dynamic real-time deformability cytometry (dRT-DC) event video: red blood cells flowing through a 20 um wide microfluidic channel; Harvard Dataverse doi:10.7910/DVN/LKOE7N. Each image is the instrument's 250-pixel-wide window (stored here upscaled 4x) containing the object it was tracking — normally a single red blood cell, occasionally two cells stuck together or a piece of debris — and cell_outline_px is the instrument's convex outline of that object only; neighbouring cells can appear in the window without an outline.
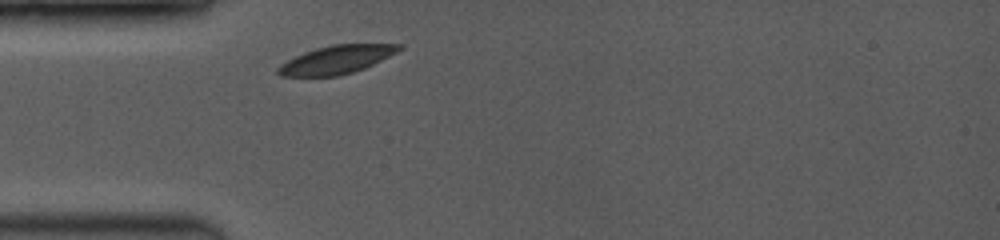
{"species": "common noctule bat (a hibernating species)", "species_latin": "Nyctalus noctula", "temperature_condition": "room temperature", "stored_images_in_passage": 34, "camera_frame_rate_fps": 3500, "um_per_image_px": 0.085, "animal": {"sex": "female", "body_mass_g": 19.0, "forearm_length_mm": 53.3}, "frame": {"image": 1, "passage_image": 1, "time_ms": 0.0, "image_size_px": [1000, 240], "cell_outline_px": [[404, 48], [364, 68], [352, 72], [336, 76], [280, 76], [276, 72], [276, 68], [280, 64], [304, 52], [316, 48], [332, 44], [404, 44]], "centroid_in_image_um": [28.58, 5.06], "position_along_channel_um": 56.4, "area_um2": 19.77}}
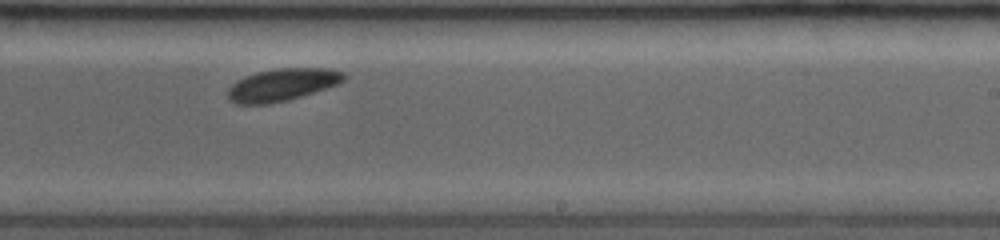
{"frame": {"image": 2, "passage_image": 20, "time_ms": 5.429, "image_size_px": [1000, 240], "cell_outline_px": [[348, 76], [340, 84], [288, 100], [268, 104], [236, 104], [228, 100], [228, 88], [236, 80], [244, 76], [256, 72], [276, 68], [324, 68], [344, 72]], "centroid_in_image_um": [23.98, 7.2], "position_along_channel_um": 265.0, "area_um2": 22.14}}
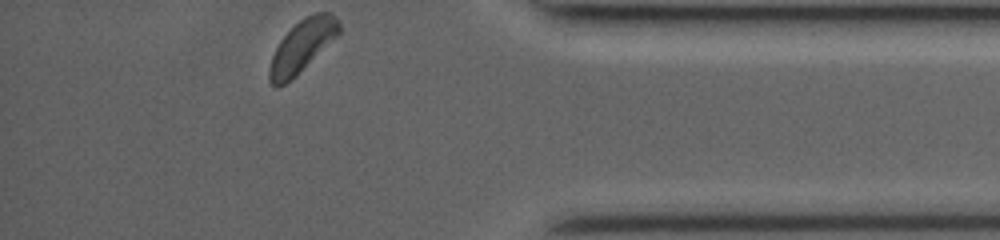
{"frame": {"image": 3, "passage_image": 34, "time_ms": 9.429, "image_size_px": [1000, 240], "cell_outline_px": [[340, 32], [296, 76], [284, 84], [276, 88], [268, 80], [268, 68], [272, 56], [280, 40], [304, 16], [316, 12], [332, 12], [336, 16], [340, 24]], "centroid_in_image_um": [25.66, 3.92], "position_along_channel_um": 409.5, "area_um2": 20.92}, "authors_computed_cell_mechanics": {"area_um2": 21.386, "velocity_mm_per_s": 3.9381, "shape_relaxation_time_tau1_ms": 0.7107, "shape_relaxation_time_tau2_ms": 4.8669, "deformation_change_tau1": 0.0523, "deformation_change_tau2": 0.0592}}